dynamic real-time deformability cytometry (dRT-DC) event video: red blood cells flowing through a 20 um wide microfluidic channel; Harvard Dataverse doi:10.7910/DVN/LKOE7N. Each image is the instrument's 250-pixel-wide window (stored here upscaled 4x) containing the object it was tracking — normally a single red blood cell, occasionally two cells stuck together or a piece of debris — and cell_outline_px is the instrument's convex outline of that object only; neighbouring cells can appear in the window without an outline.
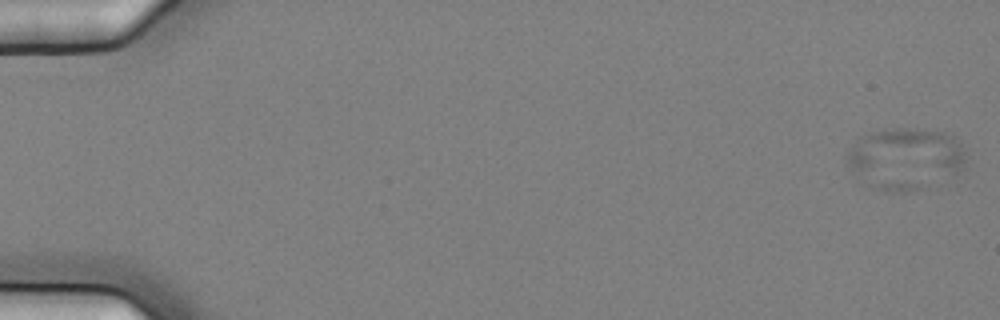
{"species": "common noctule bat (a hibernating species)", "species_latin": "Nyctalus noctula", "temperature_condition": "cold", "stored_images_in_passage": 5, "camera_frame_rate_fps": 3000, "um_per_image_px": 0.085, "animal": {"sex": "female", "body_mass_g": 25.1}, "frame": {"image": 1, "passage_image": 1, "time_ms": 0.0, "image_size_px": [1000, 320], "cell_outline_px": [[964, 168], [956, 176], [908, 192], [888, 192], [872, 188], [856, 176], [848, 164], [848, 152], [856, 140], [860, 136], [884, 128], [916, 128], [944, 132], [952, 136], [960, 144], [964, 152]], "centroid_in_image_um": [76.96, 13.48], "position_along_channel_um": 8.0, "area_um2": 43.0}}